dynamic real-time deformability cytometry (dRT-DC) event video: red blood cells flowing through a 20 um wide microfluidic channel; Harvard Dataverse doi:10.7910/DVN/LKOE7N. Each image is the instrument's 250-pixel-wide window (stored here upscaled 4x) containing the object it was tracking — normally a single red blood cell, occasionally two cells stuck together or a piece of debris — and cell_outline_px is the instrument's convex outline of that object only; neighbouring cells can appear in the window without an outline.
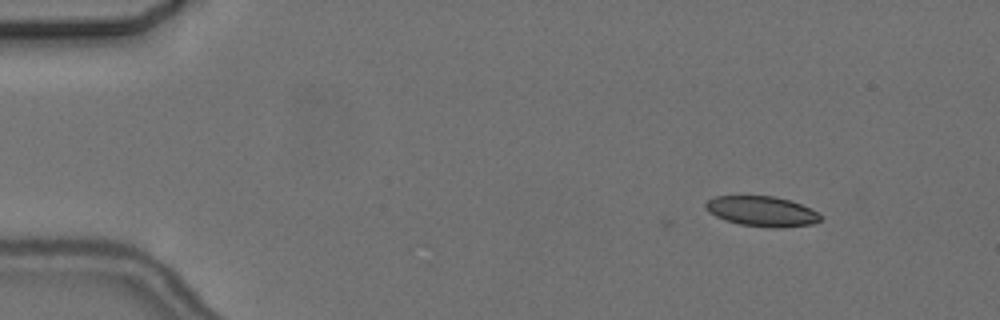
{"species": "common noctule bat (a hibernating species)", "species_latin": "Nyctalus noctula", "temperature_condition": "cold", "stored_images_in_passage": 2, "camera_frame_rate_fps": 3000, "um_per_image_px": 0.085, "animal": {"sex": "female", "body_mass_g": 24.6, "forearm_length_mm": 56.2}, "frame": {"image": 1, "passage_image": 1, "time_ms": 0.0, "image_size_px": [1000, 320], "cell_outline_px": [[824, 216], [820, 220], [812, 224], [780, 228], [772, 228], [740, 224], [724, 220], [708, 212], [704, 208], [704, 204], [708, 200], [716, 196], [772, 196], [788, 200], [800, 204]], "centroid_in_image_um": [64.73, 17.97], "position_along_channel_um": 20.3, "area_um2": 20.11}}
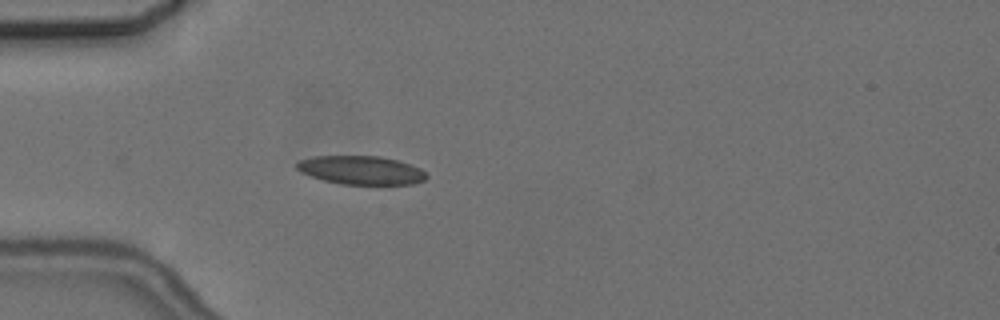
{"frame": {"image": 2, "passage_image": 2, "time_ms": 3.333, "image_size_px": [1000, 320], "cell_outline_px": [[428, 176], [424, 180], [412, 184], [340, 184], [324, 180], [300, 172], [296, 168], [296, 164], [300, 160], [316, 156], [380, 156], [396, 160], [420, 168]], "centroid_in_image_um": [30.68, 14.46], "position_along_channel_um": 54.3, "area_um2": 21.39}}